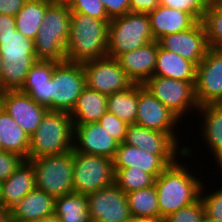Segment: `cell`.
Returning <instances> with one entry per match:
<instances>
[{
  "label": "cell",
  "mask_w": 222,
  "mask_h": 222,
  "mask_svg": "<svg viewBox=\"0 0 222 222\" xmlns=\"http://www.w3.org/2000/svg\"><path fill=\"white\" fill-rule=\"evenodd\" d=\"M184 165L176 160L155 179L161 222L200 198L203 182L196 176L197 172L189 173V167Z\"/></svg>",
  "instance_id": "obj_1"
},
{
  "label": "cell",
  "mask_w": 222,
  "mask_h": 222,
  "mask_svg": "<svg viewBox=\"0 0 222 222\" xmlns=\"http://www.w3.org/2000/svg\"><path fill=\"white\" fill-rule=\"evenodd\" d=\"M110 20H101L71 12V25L66 42V61L84 63L108 56Z\"/></svg>",
  "instance_id": "obj_2"
},
{
  "label": "cell",
  "mask_w": 222,
  "mask_h": 222,
  "mask_svg": "<svg viewBox=\"0 0 222 222\" xmlns=\"http://www.w3.org/2000/svg\"><path fill=\"white\" fill-rule=\"evenodd\" d=\"M0 52L3 59L0 87L5 91L21 90L30 68L37 61L34 40L17 30L0 35Z\"/></svg>",
  "instance_id": "obj_3"
},
{
  "label": "cell",
  "mask_w": 222,
  "mask_h": 222,
  "mask_svg": "<svg viewBox=\"0 0 222 222\" xmlns=\"http://www.w3.org/2000/svg\"><path fill=\"white\" fill-rule=\"evenodd\" d=\"M74 125L64 111H47L30 137L28 159L61 154L73 149Z\"/></svg>",
  "instance_id": "obj_4"
},
{
  "label": "cell",
  "mask_w": 222,
  "mask_h": 222,
  "mask_svg": "<svg viewBox=\"0 0 222 222\" xmlns=\"http://www.w3.org/2000/svg\"><path fill=\"white\" fill-rule=\"evenodd\" d=\"M71 25V11L67 6L50 5L34 40L37 60L66 61V42Z\"/></svg>",
  "instance_id": "obj_5"
},
{
  "label": "cell",
  "mask_w": 222,
  "mask_h": 222,
  "mask_svg": "<svg viewBox=\"0 0 222 222\" xmlns=\"http://www.w3.org/2000/svg\"><path fill=\"white\" fill-rule=\"evenodd\" d=\"M155 41L152 36L149 16L146 13L128 12L111 19L108 29V56L117 58Z\"/></svg>",
  "instance_id": "obj_6"
},
{
  "label": "cell",
  "mask_w": 222,
  "mask_h": 222,
  "mask_svg": "<svg viewBox=\"0 0 222 222\" xmlns=\"http://www.w3.org/2000/svg\"><path fill=\"white\" fill-rule=\"evenodd\" d=\"M33 165L36 188L54 198L73 190V149L61 154L28 159Z\"/></svg>",
  "instance_id": "obj_7"
},
{
  "label": "cell",
  "mask_w": 222,
  "mask_h": 222,
  "mask_svg": "<svg viewBox=\"0 0 222 222\" xmlns=\"http://www.w3.org/2000/svg\"><path fill=\"white\" fill-rule=\"evenodd\" d=\"M85 86L82 63L59 62L50 79V111L70 113Z\"/></svg>",
  "instance_id": "obj_8"
},
{
  "label": "cell",
  "mask_w": 222,
  "mask_h": 222,
  "mask_svg": "<svg viewBox=\"0 0 222 222\" xmlns=\"http://www.w3.org/2000/svg\"><path fill=\"white\" fill-rule=\"evenodd\" d=\"M112 159L73 150V190L88 195L114 183Z\"/></svg>",
  "instance_id": "obj_9"
},
{
  "label": "cell",
  "mask_w": 222,
  "mask_h": 222,
  "mask_svg": "<svg viewBox=\"0 0 222 222\" xmlns=\"http://www.w3.org/2000/svg\"><path fill=\"white\" fill-rule=\"evenodd\" d=\"M143 86L181 121L186 113H192L199 108L195 98V86L191 82L152 76Z\"/></svg>",
  "instance_id": "obj_10"
},
{
  "label": "cell",
  "mask_w": 222,
  "mask_h": 222,
  "mask_svg": "<svg viewBox=\"0 0 222 222\" xmlns=\"http://www.w3.org/2000/svg\"><path fill=\"white\" fill-rule=\"evenodd\" d=\"M86 86L106 96L131 87L134 83L116 58L103 57L82 63Z\"/></svg>",
  "instance_id": "obj_11"
},
{
  "label": "cell",
  "mask_w": 222,
  "mask_h": 222,
  "mask_svg": "<svg viewBox=\"0 0 222 222\" xmlns=\"http://www.w3.org/2000/svg\"><path fill=\"white\" fill-rule=\"evenodd\" d=\"M195 98L198 106L222 103V50L209 48L196 67Z\"/></svg>",
  "instance_id": "obj_12"
},
{
  "label": "cell",
  "mask_w": 222,
  "mask_h": 222,
  "mask_svg": "<svg viewBox=\"0 0 222 222\" xmlns=\"http://www.w3.org/2000/svg\"><path fill=\"white\" fill-rule=\"evenodd\" d=\"M92 222H127L131 218L126 193L115 183L87 195Z\"/></svg>",
  "instance_id": "obj_13"
},
{
  "label": "cell",
  "mask_w": 222,
  "mask_h": 222,
  "mask_svg": "<svg viewBox=\"0 0 222 222\" xmlns=\"http://www.w3.org/2000/svg\"><path fill=\"white\" fill-rule=\"evenodd\" d=\"M190 147H185L182 156L177 155H154L145 152L143 149L120 143L112 159L114 169L130 168L145 171L151 174L155 179L171 164L180 157L183 160L194 153Z\"/></svg>",
  "instance_id": "obj_14"
},
{
  "label": "cell",
  "mask_w": 222,
  "mask_h": 222,
  "mask_svg": "<svg viewBox=\"0 0 222 222\" xmlns=\"http://www.w3.org/2000/svg\"><path fill=\"white\" fill-rule=\"evenodd\" d=\"M180 119L164 106L143 84H138V110L135 124L169 133L178 143V136L175 134L176 126ZM174 129V130H173Z\"/></svg>",
  "instance_id": "obj_15"
},
{
  "label": "cell",
  "mask_w": 222,
  "mask_h": 222,
  "mask_svg": "<svg viewBox=\"0 0 222 222\" xmlns=\"http://www.w3.org/2000/svg\"><path fill=\"white\" fill-rule=\"evenodd\" d=\"M157 42L161 48L188 59L196 66L206 56L209 49L201 21H197L187 30L163 36Z\"/></svg>",
  "instance_id": "obj_16"
},
{
  "label": "cell",
  "mask_w": 222,
  "mask_h": 222,
  "mask_svg": "<svg viewBox=\"0 0 222 222\" xmlns=\"http://www.w3.org/2000/svg\"><path fill=\"white\" fill-rule=\"evenodd\" d=\"M125 144L143 149L154 155L184 154L186 146L180 145L169 133L145 128L136 124L128 126ZM180 146H179V145Z\"/></svg>",
  "instance_id": "obj_17"
},
{
  "label": "cell",
  "mask_w": 222,
  "mask_h": 222,
  "mask_svg": "<svg viewBox=\"0 0 222 222\" xmlns=\"http://www.w3.org/2000/svg\"><path fill=\"white\" fill-rule=\"evenodd\" d=\"M3 109L29 137L36 131L48 111L20 90L5 92Z\"/></svg>",
  "instance_id": "obj_18"
},
{
  "label": "cell",
  "mask_w": 222,
  "mask_h": 222,
  "mask_svg": "<svg viewBox=\"0 0 222 222\" xmlns=\"http://www.w3.org/2000/svg\"><path fill=\"white\" fill-rule=\"evenodd\" d=\"M73 139L74 151L110 159H113L119 145L98 123L74 125Z\"/></svg>",
  "instance_id": "obj_19"
},
{
  "label": "cell",
  "mask_w": 222,
  "mask_h": 222,
  "mask_svg": "<svg viewBox=\"0 0 222 222\" xmlns=\"http://www.w3.org/2000/svg\"><path fill=\"white\" fill-rule=\"evenodd\" d=\"M158 54V42L153 41L119 55L116 59L133 83L144 84L153 76Z\"/></svg>",
  "instance_id": "obj_20"
},
{
  "label": "cell",
  "mask_w": 222,
  "mask_h": 222,
  "mask_svg": "<svg viewBox=\"0 0 222 222\" xmlns=\"http://www.w3.org/2000/svg\"><path fill=\"white\" fill-rule=\"evenodd\" d=\"M35 188L33 165L24 160L9 178L1 182V212H7Z\"/></svg>",
  "instance_id": "obj_21"
},
{
  "label": "cell",
  "mask_w": 222,
  "mask_h": 222,
  "mask_svg": "<svg viewBox=\"0 0 222 222\" xmlns=\"http://www.w3.org/2000/svg\"><path fill=\"white\" fill-rule=\"evenodd\" d=\"M199 116L203 121L199 131L201 139L214 157L215 164L222 167V103L199 106ZM201 114V115H200ZM217 162V163H216Z\"/></svg>",
  "instance_id": "obj_22"
},
{
  "label": "cell",
  "mask_w": 222,
  "mask_h": 222,
  "mask_svg": "<svg viewBox=\"0 0 222 222\" xmlns=\"http://www.w3.org/2000/svg\"><path fill=\"white\" fill-rule=\"evenodd\" d=\"M55 198L38 188L30 191L7 213L12 222H27L54 214Z\"/></svg>",
  "instance_id": "obj_23"
},
{
  "label": "cell",
  "mask_w": 222,
  "mask_h": 222,
  "mask_svg": "<svg viewBox=\"0 0 222 222\" xmlns=\"http://www.w3.org/2000/svg\"><path fill=\"white\" fill-rule=\"evenodd\" d=\"M148 16L155 41L163 36L187 30L197 22L189 13L161 5L148 13Z\"/></svg>",
  "instance_id": "obj_24"
},
{
  "label": "cell",
  "mask_w": 222,
  "mask_h": 222,
  "mask_svg": "<svg viewBox=\"0 0 222 222\" xmlns=\"http://www.w3.org/2000/svg\"><path fill=\"white\" fill-rule=\"evenodd\" d=\"M59 62L37 60L30 68L22 93L29 95L36 103L50 111V79Z\"/></svg>",
  "instance_id": "obj_25"
},
{
  "label": "cell",
  "mask_w": 222,
  "mask_h": 222,
  "mask_svg": "<svg viewBox=\"0 0 222 222\" xmlns=\"http://www.w3.org/2000/svg\"><path fill=\"white\" fill-rule=\"evenodd\" d=\"M196 67L193 62L172 51L161 48L158 44V54L153 76L191 82L195 86Z\"/></svg>",
  "instance_id": "obj_26"
},
{
  "label": "cell",
  "mask_w": 222,
  "mask_h": 222,
  "mask_svg": "<svg viewBox=\"0 0 222 222\" xmlns=\"http://www.w3.org/2000/svg\"><path fill=\"white\" fill-rule=\"evenodd\" d=\"M108 96L85 86L69 115L73 125L98 123L107 112Z\"/></svg>",
  "instance_id": "obj_27"
},
{
  "label": "cell",
  "mask_w": 222,
  "mask_h": 222,
  "mask_svg": "<svg viewBox=\"0 0 222 222\" xmlns=\"http://www.w3.org/2000/svg\"><path fill=\"white\" fill-rule=\"evenodd\" d=\"M0 141L2 150L28 160L30 137L4 109L0 111Z\"/></svg>",
  "instance_id": "obj_28"
},
{
  "label": "cell",
  "mask_w": 222,
  "mask_h": 222,
  "mask_svg": "<svg viewBox=\"0 0 222 222\" xmlns=\"http://www.w3.org/2000/svg\"><path fill=\"white\" fill-rule=\"evenodd\" d=\"M49 6L46 0H27L15 16L16 30L35 40Z\"/></svg>",
  "instance_id": "obj_29"
},
{
  "label": "cell",
  "mask_w": 222,
  "mask_h": 222,
  "mask_svg": "<svg viewBox=\"0 0 222 222\" xmlns=\"http://www.w3.org/2000/svg\"><path fill=\"white\" fill-rule=\"evenodd\" d=\"M54 214L60 222H92L87 195L77 192L56 197Z\"/></svg>",
  "instance_id": "obj_30"
},
{
  "label": "cell",
  "mask_w": 222,
  "mask_h": 222,
  "mask_svg": "<svg viewBox=\"0 0 222 222\" xmlns=\"http://www.w3.org/2000/svg\"><path fill=\"white\" fill-rule=\"evenodd\" d=\"M138 110V84L126 90L115 92L107 98V111L113 113L128 125L135 124Z\"/></svg>",
  "instance_id": "obj_31"
},
{
  "label": "cell",
  "mask_w": 222,
  "mask_h": 222,
  "mask_svg": "<svg viewBox=\"0 0 222 222\" xmlns=\"http://www.w3.org/2000/svg\"><path fill=\"white\" fill-rule=\"evenodd\" d=\"M132 216L160 220L158 195L155 185L126 194Z\"/></svg>",
  "instance_id": "obj_32"
},
{
  "label": "cell",
  "mask_w": 222,
  "mask_h": 222,
  "mask_svg": "<svg viewBox=\"0 0 222 222\" xmlns=\"http://www.w3.org/2000/svg\"><path fill=\"white\" fill-rule=\"evenodd\" d=\"M201 22L211 49L222 50V3L211 1Z\"/></svg>",
  "instance_id": "obj_33"
},
{
  "label": "cell",
  "mask_w": 222,
  "mask_h": 222,
  "mask_svg": "<svg viewBox=\"0 0 222 222\" xmlns=\"http://www.w3.org/2000/svg\"><path fill=\"white\" fill-rule=\"evenodd\" d=\"M114 183L124 192L129 193L154 185L155 178L142 170L125 168L114 169Z\"/></svg>",
  "instance_id": "obj_34"
},
{
  "label": "cell",
  "mask_w": 222,
  "mask_h": 222,
  "mask_svg": "<svg viewBox=\"0 0 222 222\" xmlns=\"http://www.w3.org/2000/svg\"><path fill=\"white\" fill-rule=\"evenodd\" d=\"M159 3L189 13L196 21H201L211 0H159Z\"/></svg>",
  "instance_id": "obj_35"
},
{
  "label": "cell",
  "mask_w": 222,
  "mask_h": 222,
  "mask_svg": "<svg viewBox=\"0 0 222 222\" xmlns=\"http://www.w3.org/2000/svg\"><path fill=\"white\" fill-rule=\"evenodd\" d=\"M204 215V204L199 198L196 202L170 214L163 222H203Z\"/></svg>",
  "instance_id": "obj_36"
},
{
  "label": "cell",
  "mask_w": 222,
  "mask_h": 222,
  "mask_svg": "<svg viewBox=\"0 0 222 222\" xmlns=\"http://www.w3.org/2000/svg\"><path fill=\"white\" fill-rule=\"evenodd\" d=\"M71 12L81 13L101 20H111L101 0H72L69 6Z\"/></svg>",
  "instance_id": "obj_37"
},
{
  "label": "cell",
  "mask_w": 222,
  "mask_h": 222,
  "mask_svg": "<svg viewBox=\"0 0 222 222\" xmlns=\"http://www.w3.org/2000/svg\"><path fill=\"white\" fill-rule=\"evenodd\" d=\"M98 124L104 128L112 138L120 143H123L126 138L128 124L119 119L113 113L106 112L98 121Z\"/></svg>",
  "instance_id": "obj_38"
},
{
  "label": "cell",
  "mask_w": 222,
  "mask_h": 222,
  "mask_svg": "<svg viewBox=\"0 0 222 222\" xmlns=\"http://www.w3.org/2000/svg\"><path fill=\"white\" fill-rule=\"evenodd\" d=\"M203 185L201 188L200 198L204 204L205 213L209 217L217 220H222V186L216 191L214 189V191H211L210 194H205L203 191L206 190V187L204 183Z\"/></svg>",
  "instance_id": "obj_39"
},
{
  "label": "cell",
  "mask_w": 222,
  "mask_h": 222,
  "mask_svg": "<svg viewBox=\"0 0 222 222\" xmlns=\"http://www.w3.org/2000/svg\"><path fill=\"white\" fill-rule=\"evenodd\" d=\"M24 161L17 154L0 151V182L9 178Z\"/></svg>",
  "instance_id": "obj_40"
},
{
  "label": "cell",
  "mask_w": 222,
  "mask_h": 222,
  "mask_svg": "<svg viewBox=\"0 0 222 222\" xmlns=\"http://www.w3.org/2000/svg\"><path fill=\"white\" fill-rule=\"evenodd\" d=\"M110 19L131 12L130 0H101Z\"/></svg>",
  "instance_id": "obj_41"
},
{
  "label": "cell",
  "mask_w": 222,
  "mask_h": 222,
  "mask_svg": "<svg viewBox=\"0 0 222 222\" xmlns=\"http://www.w3.org/2000/svg\"><path fill=\"white\" fill-rule=\"evenodd\" d=\"M160 5L159 0H130L131 12L150 13Z\"/></svg>",
  "instance_id": "obj_42"
},
{
  "label": "cell",
  "mask_w": 222,
  "mask_h": 222,
  "mask_svg": "<svg viewBox=\"0 0 222 222\" xmlns=\"http://www.w3.org/2000/svg\"><path fill=\"white\" fill-rule=\"evenodd\" d=\"M27 0H0V14L16 16Z\"/></svg>",
  "instance_id": "obj_43"
},
{
  "label": "cell",
  "mask_w": 222,
  "mask_h": 222,
  "mask_svg": "<svg viewBox=\"0 0 222 222\" xmlns=\"http://www.w3.org/2000/svg\"><path fill=\"white\" fill-rule=\"evenodd\" d=\"M15 30V17L0 14V35L12 34Z\"/></svg>",
  "instance_id": "obj_44"
},
{
  "label": "cell",
  "mask_w": 222,
  "mask_h": 222,
  "mask_svg": "<svg viewBox=\"0 0 222 222\" xmlns=\"http://www.w3.org/2000/svg\"><path fill=\"white\" fill-rule=\"evenodd\" d=\"M27 222H60V221H59V218L55 214H52L46 217L30 220Z\"/></svg>",
  "instance_id": "obj_45"
},
{
  "label": "cell",
  "mask_w": 222,
  "mask_h": 222,
  "mask_svg": "<svg viewBox=\"0 0 222 222\" xmlns=\"http://www.w3.org/2000/svg\"><path fill=\"white\" fill-rule=\"evenodd\" d=\"M127 222H161L160 220H155L148 217H136L131 216V218Z\"/></svg>",
  "instance_id": "obj_46"
},
{
  "label": "cell",
  "mask_w": 222,
  "mask_h": 222,
  "mask_svg": "<svg viewBox=\"0 0 222 222\" xmlns=\"http://www.w3.org/2000/svg\"><path fill=\"white\" fill-rule=\"evenodd\" d=\"M50 5L67 6L71 5L72 0H46Z\"/></svg>",
  "instance_id": "obj_47"
},
{
  "label": "cell",
  "mask_w": 222,
  "mask_h": 222,
  "mask_svg": "<svg viewBox=\"0 0 222 222\" xmlns=\"http://www.w3.org/2000/svg\"><path fill=\"white\" fill-rule=\"evenodd\" d=\"M0 222H12L7 212L0 213Z\"/></svg>",
  "instance_id": "obj_48"
},
{
  "label": "cell",
  "mask_w": 222,
  "mask_h": 222,
  "mask_svg": "<svg viewBox=\"0 0 222 222\" xmlns=\"http://www.w3.org/2000/svg\"><path fill=\"white\" fill-rule=\"evenodd\" d=\"M5 90H3L1 87H0V111L3 109V106H4V96H5Z\"/></svg>",
  "instance_id": "obj_49"
},
{
  "label": "cell",
  "mask_w": 222,
  "mask_h": 222,
  "mask_svg": "<svg viewBox=\"0 0 222 222\" xmlns=\"http://www.w3.org/2000/svg\"><path fill=\"white\" fill-rule=\"evenodd\" d=\"M203 222H222V220H217L212 217H209L206 213L203 217Z\"/></svg>",
  "instance_id": "obj_50"
},
{
  "label": "cell",
  "mask_w": 222,
  "mask_h": 222,
  "mask_svg": "<svg viewBox=\"0 0 222 222\" xmlns=\"http://www.w3.org/2000/svg\"><path fill=\"white\" fill-rule=\"evenodd\" d=\"M2 67H3V59L1 56V52H0V78H1V74H2Z\"/></svg>",
  "instance_id": "obj_51"
},
{
  "label": "cell",
  "mask_w": 222,
  "mask_h": 222,
  "mask_svg": "<svg viewBox=\"0 0 222 222\" xmlns=\"http://www.w3.org/2000/svg\"><path fill=\"white\" fill-rule=\"evenodd\" d=\"M0 211H1V182H0Z\"/></svg>",
  "instance_id": "obj_52"
},
{
  "label": "cell",
  "mask_w": 222,
  "mask_h": 222,
  "mask_svg": "<svg viewBox=\"0 0 222 222\" xmlns=\"http://www.w3.org/2000/svg\"><path fill=\"white\" fill-rule=\"evenodd\" d=\"M0 151H2V144H1V141H0Z\"/></svg>",
  "instance_id": "obj_53"
}]
</instances>
